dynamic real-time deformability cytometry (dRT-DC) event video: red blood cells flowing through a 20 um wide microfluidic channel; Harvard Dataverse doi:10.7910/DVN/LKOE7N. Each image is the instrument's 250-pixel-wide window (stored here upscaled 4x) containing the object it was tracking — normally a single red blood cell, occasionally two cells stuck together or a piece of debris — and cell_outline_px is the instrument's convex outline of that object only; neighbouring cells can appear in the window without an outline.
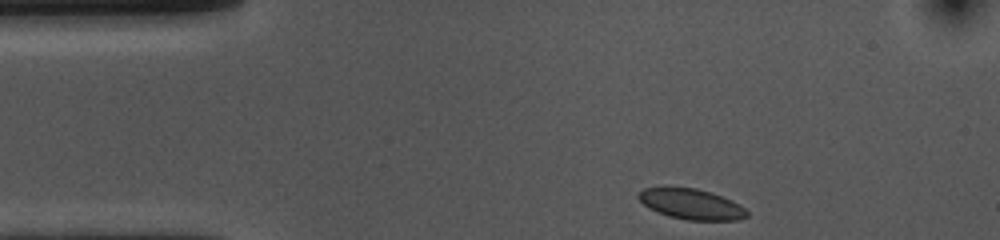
{"species": "common noctule bat (a hibernating species)", "species_latin": "Nyctalus noctula", "temperature_condition": "cold", "stored_images_in_passage": 35, "camera_frame_rate_fps": 3000, "um_per_image_px": 0.085, "animal": {"sex": "female", "body_mass_g": 10.0, "forearm_length_mm": 53.1}, "frame": {"image": 1, "passage_image": 1, "time_ms": 0.0, "image_size_px": [1000, 240], "cell_outline_px": [[748, 216], [740, 220], [688, 220], [668, 216], [656, 212], [648, 208], [636, 196], [644, 188], [696, 188], [732, 200], [740, 204], [748, 212]], "centroid_in_image_um": [58.77, 17.37], "position_along_channel_um": 26.2, "area_um2": 19.07}}
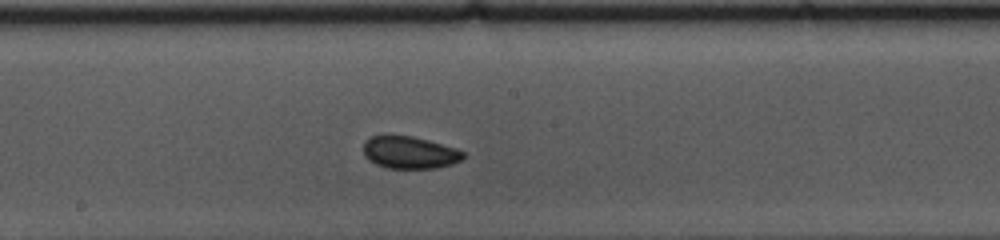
{"frame": {"image": 2, "passage_image": 20, "time_ms": 6.333, "image_size_px": [1000, 240], "cell_outline_px": [[464, 156], [460, 160], [452, 164], [436, 168], [388, 168], [376, 164], [368, 160], [364, 156], [364, 140], [372, 136], [384, 132], [412, 136], [428, 140], [456, 148], [464, 152]], "centroid_in_image_um": [34.75, 12.92], "position_along_channel_um": 213.4, "area_um2": 19.25}}
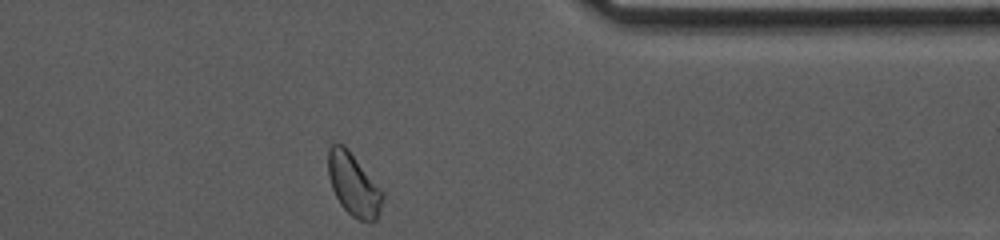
{"frame": {"image": 3, "passage_image": 35, "time_ms": 11.333, "image_size_px": [1000, 240], "cell_outline_px": [[384, 196], [380, 212], [376, 220], [360, 220], [352, 216], [340, 204], [332, 188], [328, 176], [328, 148], [332, 144], [344, 144], [348, 148], [384, 192]], "centroid_in_image_um": [30.06, 15.67], "position_along_channel_um": 381.3, "area_um2": 19.83}, "authors_computed_cell_mechanics": {"area_um2": 19.2474, "velocity_mm_per_s": 3.6818, "shape_relaxation_time_tau1_ms": 2.4286, "shape_relaxation_time_tau2_ms": 4.3637, "deformation_change_tau1": 0.0368, "deformation_change_tau2": 0.0588}}